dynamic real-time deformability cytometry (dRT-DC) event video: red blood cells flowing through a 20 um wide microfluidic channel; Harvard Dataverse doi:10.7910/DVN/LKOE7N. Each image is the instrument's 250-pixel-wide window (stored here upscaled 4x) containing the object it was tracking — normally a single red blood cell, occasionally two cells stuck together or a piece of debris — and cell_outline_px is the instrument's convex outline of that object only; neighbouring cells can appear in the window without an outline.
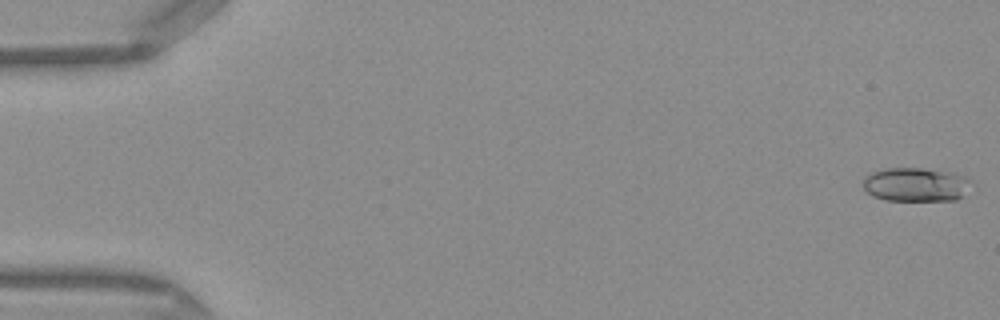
{"species": "Egyptian fruit bat (a non-hibernating species)", "species_latin": "Rousettus aegyptiacus", "temperature_condition": "warm", "stored_images_in_passage": 49, "camera_frame_rate_fps": 3000, "um_per_image_px": 0.085, "frame": {"image": 1, "passage_image": 1, "time_ms": 0.0, "image_size_px": [1000, 320], "cell_outline_px": [[972, 180], [960, 196], [956, 200], [884, 200], [872, 196], [864, 188], [864, 176], [872, 172], [888, 168], [920, 168], [956, 172]], "centroid_in_image_um": [77.82, 15.67], "position_along_channel_um": 7.2, "area_um2": 21.21}}
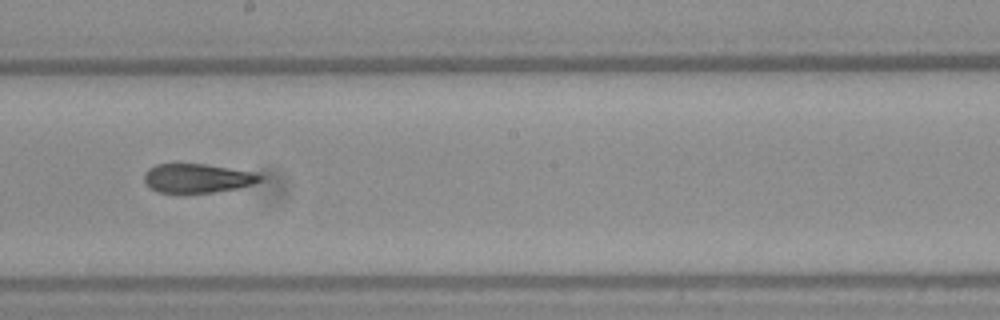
{"frame": {"image": 2, "passage_image": 28, "time_ms": 9.0, "image_size_px": [1000, 320], "cell_outline_px": [[260, 180], [252, 184], [240, 188], [212, 192], [156, 192], [144, 180], [144, 172], [148, 168], [156, 164], [204, 164], [256, 172], [260, 176]], "centroid_in_image_um": [16.76, 15.14], "position_along_channel_um": 231.4, "area_um2": 19.36}}
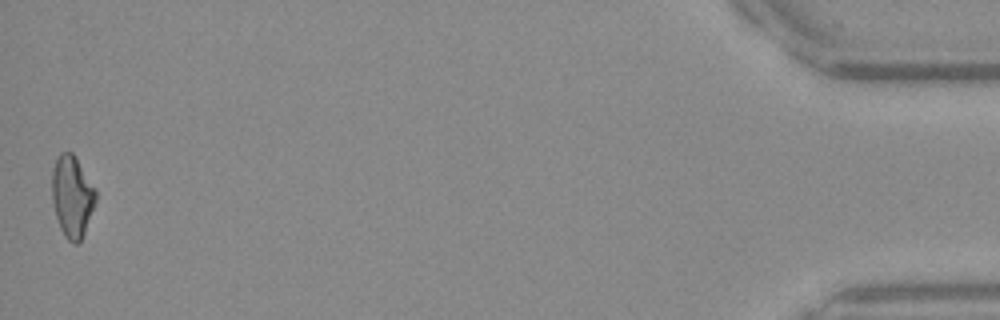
{"frame": {"image": 3, "passage_image": 49, "time_ms": 16.0, "image_size_px": [1000, 320], "cell_outline_px": [[96, 200], [84, 232], [80, 240], [76, 244], [72, 244], [64, 236], [60, 228], [56, 216], [52, 200], [52, 168], [60, 152], [72, 152], [96, 188]], "centroid_in_image_um": [6.12, 16.68], "position_along_channel_um": 429.1, "area_um2": 20.69}, "authors_computed_cell_mechanics": {"area_um2": 20.4612, "velocity_mm_per_s": 4.1584, "shape_relaxation_time_tau1_ms": 7.7974, "shape_relaxation_time_tau2_ms": 2.0413, "deformation_change_tau1": 0.2224, "deformation_change_tau2": 0.1001}}